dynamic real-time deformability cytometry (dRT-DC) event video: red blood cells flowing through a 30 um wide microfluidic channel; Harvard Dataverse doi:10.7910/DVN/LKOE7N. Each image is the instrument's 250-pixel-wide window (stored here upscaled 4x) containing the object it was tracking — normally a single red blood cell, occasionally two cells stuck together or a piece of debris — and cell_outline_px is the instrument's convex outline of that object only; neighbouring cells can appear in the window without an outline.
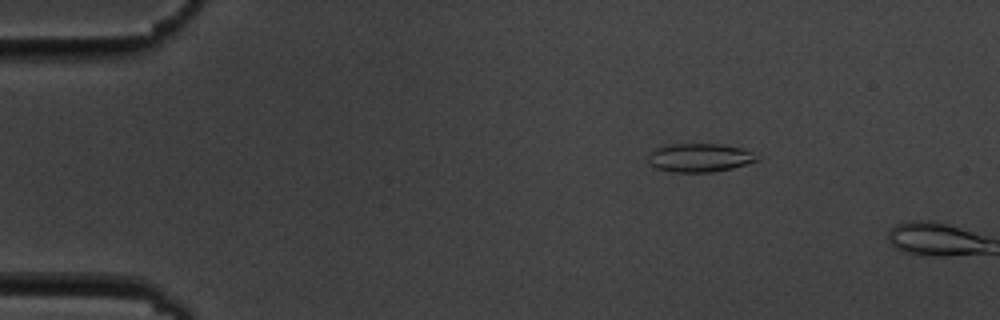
{"species": "common noctule bat (a hibernating species)", "species_latin": "Nyctalus noctula", "temperature_condition": "cold", "stored_images_in_passage": 3, "camera_frame_rate_fps": 3000, "um_per_image_px": 0.085, "animal": {"sex": "male", "body_mass_g": 19.5, "forearm_length_mm": 54.6}, "frame": {"image": 1, "passage_image": 2, "time_ms": 1.333, "image_size_px": [1000, 320], "cell_outline_px": [[760, 160], [732, 168], [712, 172], [668, 172], [656, 168], [648, 164], [648, 152], [652, 148], [660, 144], [720, 144], [744, 148]], "centroid_in_image_um": [59.35, 13.39], "position_along_channel_um": 25.6, "area_um2": 18.44}}